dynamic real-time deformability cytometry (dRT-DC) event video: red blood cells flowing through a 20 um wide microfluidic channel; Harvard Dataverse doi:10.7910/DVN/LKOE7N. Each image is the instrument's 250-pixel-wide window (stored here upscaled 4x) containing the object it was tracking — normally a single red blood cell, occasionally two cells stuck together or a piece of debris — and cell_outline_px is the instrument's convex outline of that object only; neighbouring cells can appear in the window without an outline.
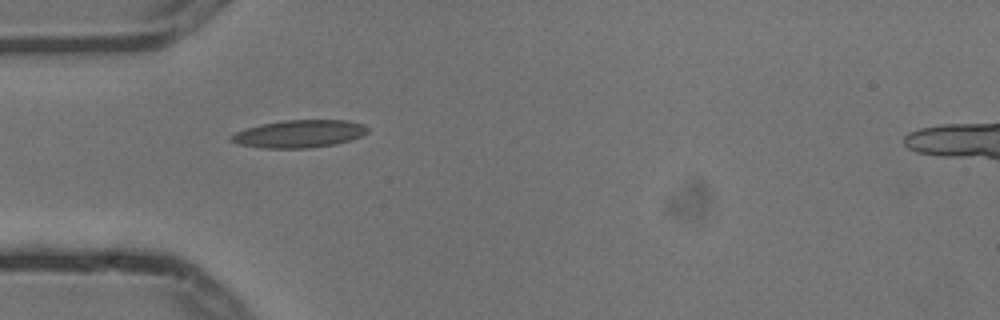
{"species": "common noctule bat (a hibernating species)", "species_latin": "Nyctalus noctula", "temperature_condition": "cold", "stored_images_in_passage": 10, "camera_frame_rate_fps": 3000, "um_per_image_px": 0.085, "animal": {"sex": "male", "body_mass_g": 13.3}, "frame": {"image": 1, "passage_image": 4, "time_ms": 1.0, "image_size_px": [1000, 320], "cell_outline_px": [[368, 132], [352, 140], [336, 144], [308, 148], [260, 148], [236, 144], [228, 140], [228, 136], [236, 132], [248, 128], [264, 124], [284, 120], [348, 120], [364, 124], [368, 128]], "centroid_in_image_um": [25.42, 11.38], "position_along_channel_um": 59.6, "area_um2": 22.08}}
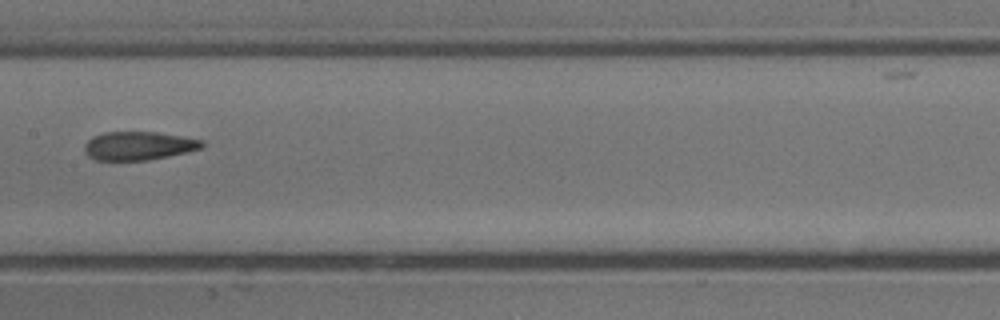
{"frame": {"image": 2, "passage_image": 7, "time_ms": 2.0, "image_size_px": [1000, 320], "cell_outline_px": [[204, 148], [188, 152], [148, 160], [96, 160], [88, 156], [84, 152], [84, 144], [92, 136], [104, 132], [156, 132], [204, 140]], "centroid_in_image_um": [11.78, 12.39], "position_along_channel_um": 195.6, "area_um2": 19.65}}
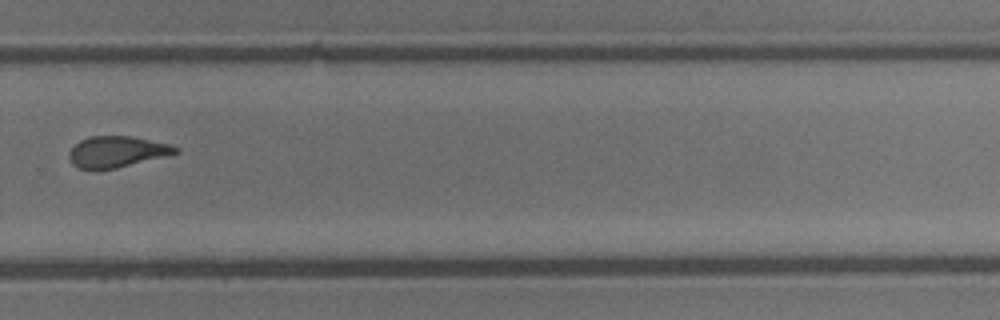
{"frame": {"image": 3, "passage_image": 10, "time_ms": 3.0, "image_size_px": [1000, 320], "cell_outline_px": [[180, 152], [116, 168], [80, 168], [72, 164], [68, 156], [68, 152], [80, 140], [92, 136], [128, 136], [168, 144], [180, 148]], "centroid_in_image_um": [9.92, 12.89], "position_along_channel_um": 319.9, "area_um2": 18.79}}